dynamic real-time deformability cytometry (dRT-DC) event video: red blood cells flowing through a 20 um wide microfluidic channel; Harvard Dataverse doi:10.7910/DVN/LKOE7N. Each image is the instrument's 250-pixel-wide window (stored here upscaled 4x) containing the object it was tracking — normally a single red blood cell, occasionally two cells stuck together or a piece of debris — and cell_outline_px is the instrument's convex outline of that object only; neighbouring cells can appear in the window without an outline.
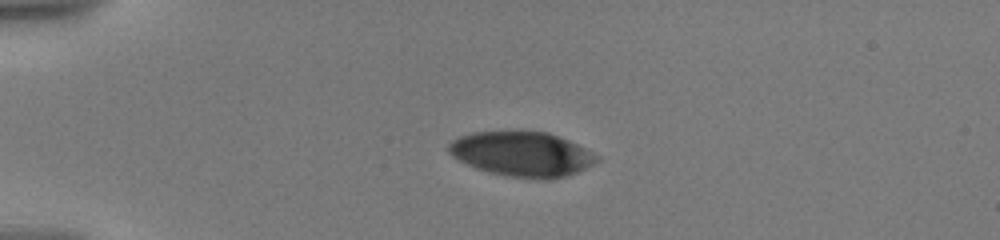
{"species": "human", "species_latin": "Homo sapiens", "temperature_condition": "warm", "stored_images_in_passage": 50, "camera_frame_rate_fps": 3000, "um_per_image_px": 0.085, "donor": {"sex": "male"}, "frame": {"image": 1, "passage_image": 1, "time_ms": 0.0, "image_size_px": [1000, 240], "cell_outline_px": [[600, 160], [576, 172], [564, 176], [548, 180], [540, 180], [508, 176], [488, 172], [476, 168], [452, 156], [448, 152], [448, 144], [452, 140], [460, 136], [472, 132], [548, 132], [568, 140], [600, 156]], "centroid_in_image_um": [44.36, 13.11], "position_along_channel_um": 40.6, "area_um2": 38.38}}
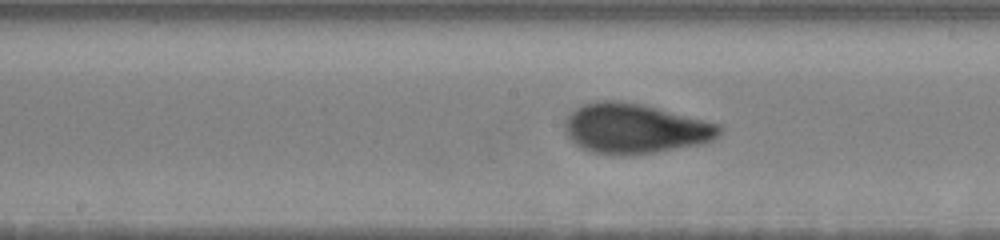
{"frame": {"image": 2, "passage_image": 22, "time_ms": 5.667, "image_size_px": [1000, 240], "cell_outline_px": [[724, 128], [720, 136], [712, 140], [700, 144], [632, 156], [620, 156], [592, 152], [580, 148], [564, 132], [564, 120], [576, 108], [584, 104], [600, 100], [616, 100], [640, 104], [720, 124]], "centroid_in_image_um": [53.95, 10.94], "position_along_channel_um": 194.2, "area_um2": 45.08}}
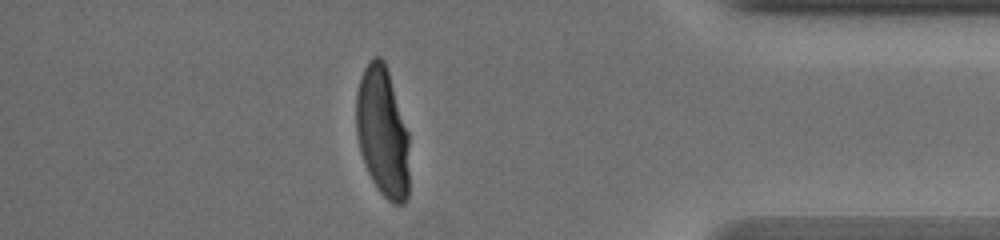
{"frame": {"image": 3, "passage_image": 43, "time_ms": 12.333, "image_size_px": [1000, 240], "cell_outline_px": [[408, 196], [400, 204], [392, 204], [380, 192], [372, 180], [364, 164], [356, 132], [356, 92], [364, 68], [368, 60], [372, 56], [380, 56], [384, 60], [408, 132]], "centroid_in_image_um": [32.5, 11.2], "position_along_channel_um": 402.7, "area_um2": 40.06}, "authors_computed_cell_mechanics": {"area_um2": 42.6853, "velocity_mm_per_s": 3.5288, "shape_relaxation_time_tau1_ms": 4.6133, "shape_relaxation_time_tau2_ms": null, "deformation_change_tau1": 0.1969, "deformation_change_tau2": null}}